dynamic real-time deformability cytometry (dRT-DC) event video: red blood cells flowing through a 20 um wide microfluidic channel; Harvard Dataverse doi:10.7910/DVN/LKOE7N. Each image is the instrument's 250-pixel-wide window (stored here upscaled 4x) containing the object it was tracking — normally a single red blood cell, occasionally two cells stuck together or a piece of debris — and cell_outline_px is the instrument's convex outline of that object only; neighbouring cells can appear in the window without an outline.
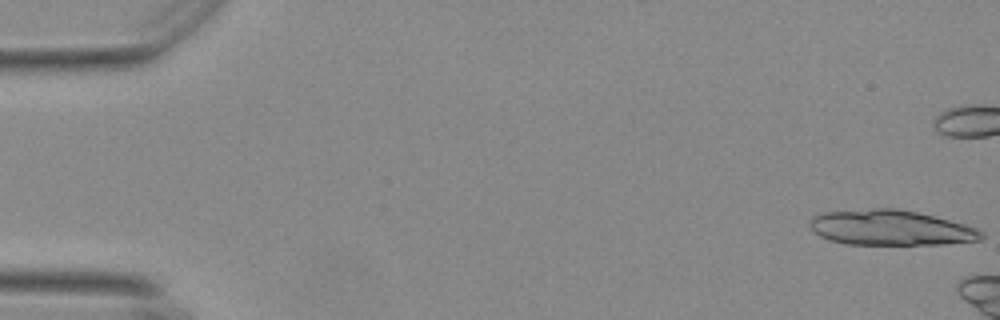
{"species": "Egyptian fruit bat (a non-hibernating species)", "species_latin": "Rousettus aegyptiacus", "temperature_condition": "warm", "stored_images_in_passage": 6, "camera_frame_rate_fps": 3000, "um_per_image_px": 0.085, "animal": {"sex": "female"}, "frame": {"image": 1, "passage_image": 1, "time_ms": 0.0, "image_size_px": [1000, 320], "cell_outline_px": [[984, 236], [980, 240], [944, 244], [848, 244], [828, 240], [820, 236], [808, 224], [812, 216], [824, 212], [872, 208], [896, 208], [916, 212], [964, 224], [976, 228], [984, 232]], "centroid_in_image_um": [75.69, 19.36], "position_along_channel_um": 9.3, "area_um2": 35.08}}